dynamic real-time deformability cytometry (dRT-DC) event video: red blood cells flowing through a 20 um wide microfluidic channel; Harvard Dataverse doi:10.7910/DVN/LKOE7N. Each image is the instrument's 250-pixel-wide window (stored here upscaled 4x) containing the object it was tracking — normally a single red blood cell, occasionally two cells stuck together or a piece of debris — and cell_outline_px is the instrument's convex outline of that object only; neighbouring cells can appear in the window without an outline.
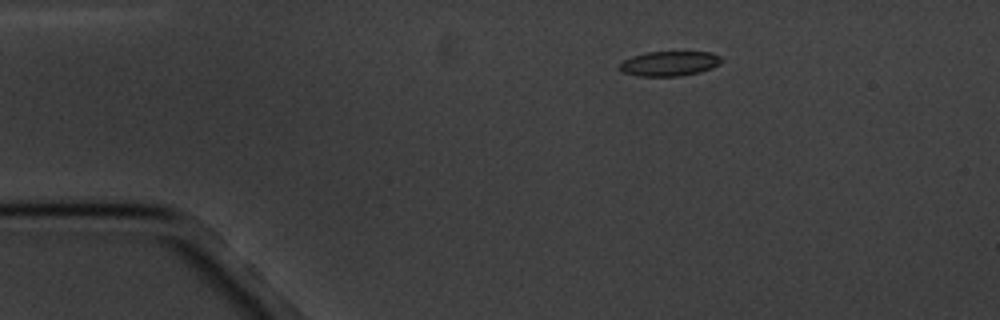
{"species": "common noctule bat (a hibernating species)", "species_latin": "Nyctalus noctula", "temperature_condition": "cold", "stored_images_in_passage": 4, "segment_of_instrument_passage": [1, 2], "camera_frame_rate_fps": 3000, "um_per_image_px": 0.085, "animal": {"sex": "male", "body_mass_g": 20.1, "forearm_length_mm": 53.5}, "frame": {"image": 1, "passage_image": 1, "time_ms": 0.0, "image_size_px": [1000, 320], "cell_outline_px": [[720, 64], [712, 68], [700, 72], [680, 76], [640, 76], [624, 72], [620, 68], [620, 64], [624, 60], [632, 56], [648, 52], [712, 52], [720, 56]], "centroid_in_image_um": [56.93, 5.4], "position_along_channel_um": 28.1, "area_um2": 14.57}}